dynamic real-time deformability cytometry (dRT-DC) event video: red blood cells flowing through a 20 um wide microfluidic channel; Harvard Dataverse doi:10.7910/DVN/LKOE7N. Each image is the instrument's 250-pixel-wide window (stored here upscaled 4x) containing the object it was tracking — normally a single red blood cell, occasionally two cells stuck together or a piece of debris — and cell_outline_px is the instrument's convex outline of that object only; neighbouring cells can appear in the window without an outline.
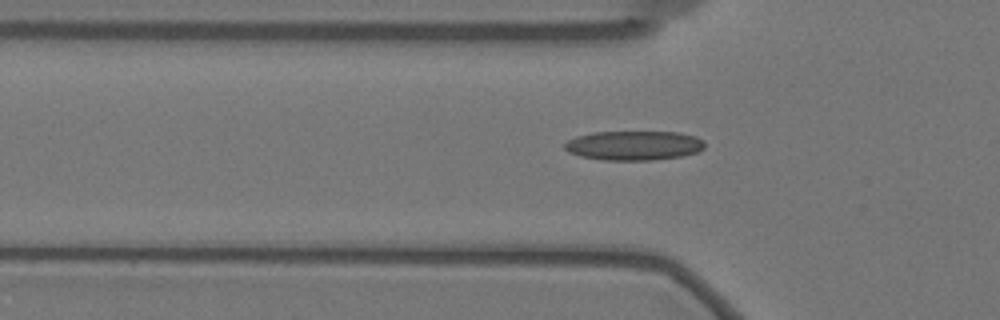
{"species": "Egyptian fruit bat (a non-hibernating species)", "species_latin": "Rousettus aegyptiacus", "temperature_condition": "warm", "stored_images_in_passage": 39, "camera_frame_rate_fps": 3000, "um_per_image_px": 0.085, "animal": {"sex": "female"}, "frame": {"image": 1, "passage_image": 5, "time_ms": 1.333, "image_size_px": [1000, 320], "cell_outline_px": [[704, 148], [696, 152], [680, 156], [652, 160], [600, 160], [580, 156], [568, 152], [564, 148], [564, 144], [568, 140], [576, 136], [592, 132], [680, 132], [696, 136], [704, 140]], "centroid_in_image_um": [53.86, 12.36], "position_along_channel_um": 71.9, "area_um2": 24.1}}
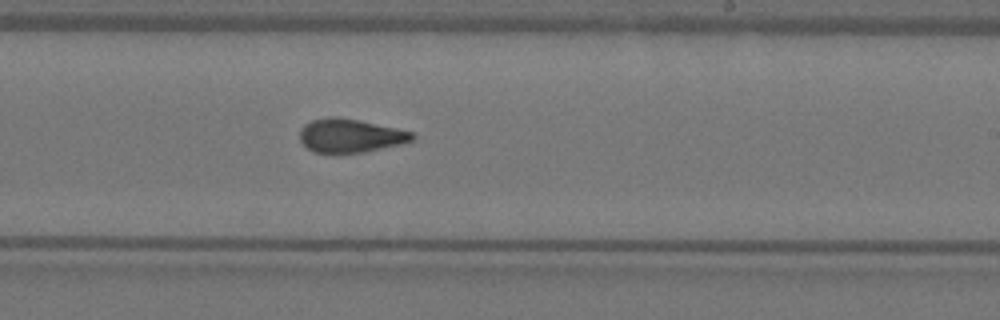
{"frame": {"image": 2, "passage_image": 21, "time_ms": 6.667, "image_size_px": [1000, 320], "cell_outline_px": [[416, 136], [412, 140], [400, 144], [364, 152], [316, 152], [308, 148], [300, 140], [300, 128], [304, 124], [312, 120], [328, 116], [336, 116], [396, 128], [412, 132]], "centroid_in_image_um": [29.75, 11.51], "position_along_channel_um": 259.2, "area_um2": 21.68}}
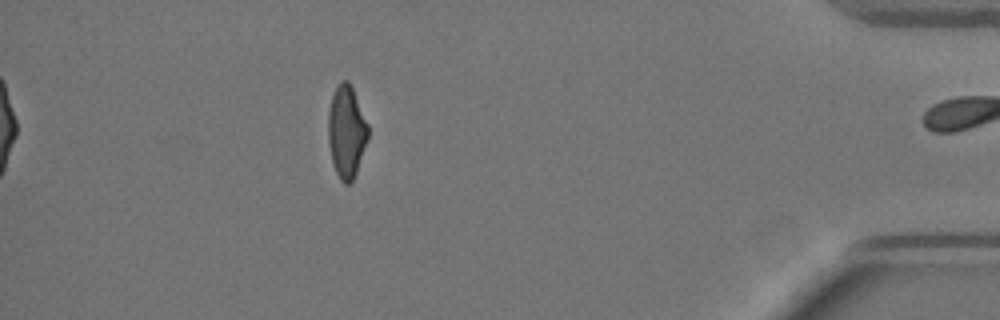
{"frame": {"image": 3, "passage_image": 38, "time_ms": 12.333, "image_size_px": [1000, 320], "cell_outline_px": [[368, 140], [356, 172], [352, 180], [348, 184], [344, 184], [340, 180], [332, 164], [328, 140], [328, 112], [332, 96], [340, 80], [348, 80], [352, 88], [368, 124]], "centroid_in_image_um": [29.44, 11.21], "position_along_channel_um": 405.8, "area_um2": 21.39}, "authors_computed_cell_mechanics": {"area_um2": 22.3108, "velocity_mm_per_s": 3.5001, "shape_relaxation_time_tau1_ms": null, "shape_relaxation_time_tau2_ms": 1.5992, "deformation_change_tau1": null, "deformation_change_tau2": 0.0805}}